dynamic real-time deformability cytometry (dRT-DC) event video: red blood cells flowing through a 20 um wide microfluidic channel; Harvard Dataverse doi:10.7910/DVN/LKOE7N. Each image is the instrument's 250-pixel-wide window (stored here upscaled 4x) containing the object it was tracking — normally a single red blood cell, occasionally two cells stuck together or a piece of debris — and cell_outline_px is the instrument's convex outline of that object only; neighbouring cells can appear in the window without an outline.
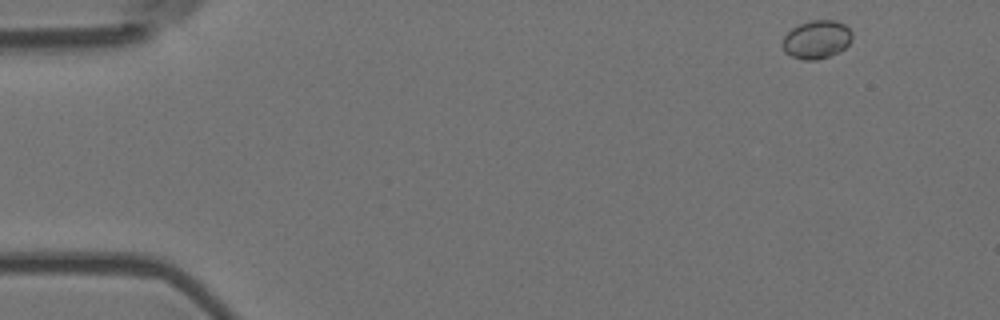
{"species": "Egyptian fruit bat (a non-hibernating species)", "species_latin": "Rousettus aegyptiacus", "temperature_condition": "room temperature", "stored_images_in_passage": 35, "camera_frame_rate_fps": 3000, "um_per_image_px": 0.085, "animal": {"sex": "female"}, "frame": {"image": 1, "passage_image": 1, "time_ms": 0.0, "image_size_px": [1000, 320], "cell_outline_px": [[852, 40], [840, 52], [816, 60], [804, 60], [792, 56], [784, 52], [784, 36], [792, 28], [800, 24], [812, 20], [836, 20], [844, 24], [852, 32]], "centroid_in_image_um": [69.44, 3.35], "position_along_channel_um": 15.6, "area_um2": 15.43}}
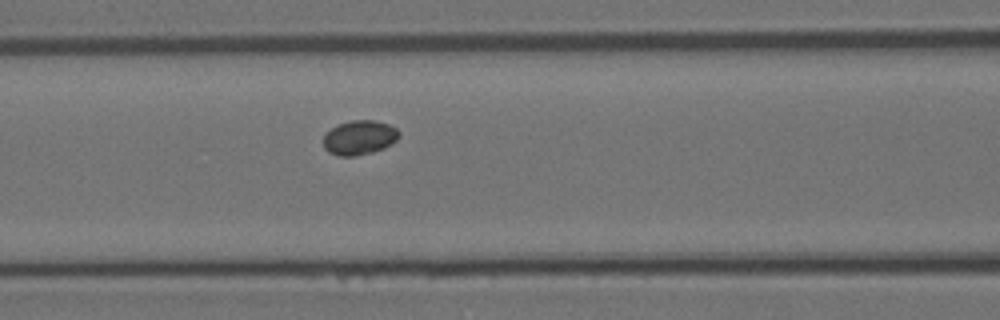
{"frame": {"image": 2, "passage_image": 20, "time_ms": 6.333, "image_size_px": [1000, 320], "cell_outline_px": [[400, 136], [396, 140], [384, 148], [372, 152], [356, 156], [340, 156], [328, 152], [324, 148], [324, 132], [340, 124], [352, 120], [376, 120], [388, 124], [396, 128], [400, 132]], "centroid_in_image_um": [30.55, 11.69], "position_along_channel_um": 136.1, "area_um2": 15.2}}
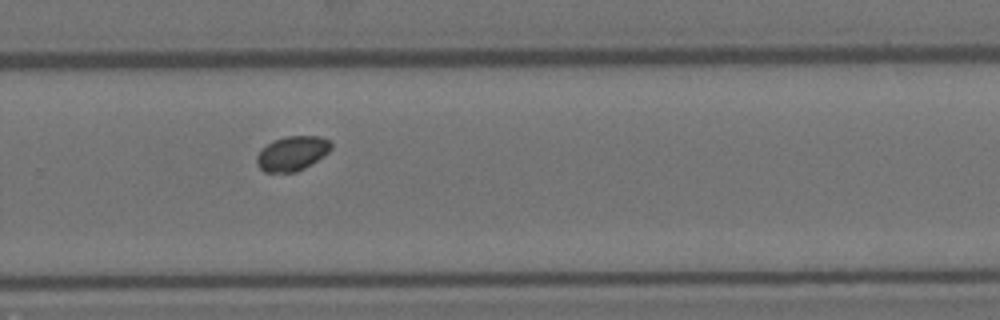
{"frame": {"image": 3, "passage_image": 34, "time_ms": 11.0, "image_size_px": [1000, 320], "cell_outline_px": [[332, 148], [324, 156], [304, 168], [296, 172], [264, 172], [256, 164], [256, 156], [272, 140], [284, 136], [320, 136], [328, 140], [332, 144]], "centroid_in_image_um": [24.84, 13.04], "position_along_channel_um": 305.0, "area_um2": 14.97}}